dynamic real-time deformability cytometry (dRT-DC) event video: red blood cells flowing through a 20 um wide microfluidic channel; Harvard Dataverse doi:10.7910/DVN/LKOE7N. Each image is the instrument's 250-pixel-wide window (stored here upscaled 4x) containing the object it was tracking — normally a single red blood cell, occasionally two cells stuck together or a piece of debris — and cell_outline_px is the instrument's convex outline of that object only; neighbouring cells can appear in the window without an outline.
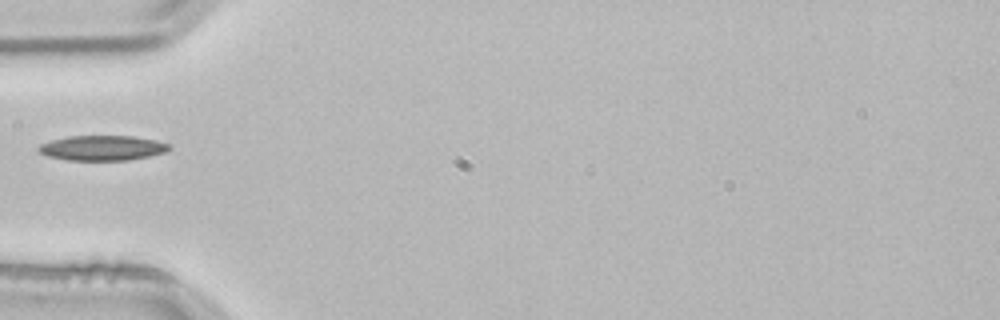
{"species": "common noctule bat (a hibernating species)", "species_latin": "Nyctalus noctula", "temperature_condition": "room temperature", "stored_images_in_passage": 2, "camera_frame_rate_fps": 3000, "um_per_image_px": 0.085, "animal": {"sex": "male", "body_mass_g": 21.5, "forearm_length_mm": 52.0}, "frame": {"image": 1, "passage_image": 2, "time_ms": 0.333, "image_size_px": [1000, 320], "cell_outline_px": [[172, 148], [164, 152], [148, 156], [128, 160], [68, 160], [48, 156], [40, 152], [36, 148], [40, 144], [52, 140], [68, 136], [132, 136], [156, 140], [168, 144]], "centroid_in_image_um": [8.68, 12.57], "position_along_channel_um": 76.3, "area_um2": 18.9}}